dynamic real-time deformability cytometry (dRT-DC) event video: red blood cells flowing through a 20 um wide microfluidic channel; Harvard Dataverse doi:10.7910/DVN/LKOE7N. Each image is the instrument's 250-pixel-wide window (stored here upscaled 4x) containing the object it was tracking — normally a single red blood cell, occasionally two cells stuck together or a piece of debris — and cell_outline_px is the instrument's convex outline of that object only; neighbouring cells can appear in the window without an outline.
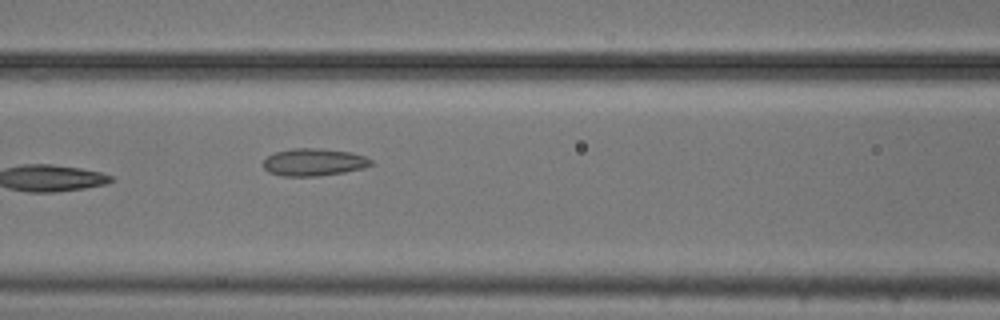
{"species": "common noctule bat (a hibernating species)", "species_latin": "Nyctalus noctula", "temperature_condition": "cold", "stored_images_in_passage": 7, "camera_frame_rate_fps": 3000, "um_per_image_px": 0.085, "animal": {"sex": "male", "body_mass_g": 20.5, "forearm_length_mm": 52.5}, "frame": {"image": 1, "passage_image": 7, "time_ms": 2.0, "image_size_px": [1000, 320], "cell_outline_px": [[372, 164], [364, 168], [344, 172], [320, 176], [284, 176], [268, 172], [264, 168], [264, 160], [268, 156], [276, 152], [292, 148], [320, 148], [352, 152], [364, 156], [372, 160]], "centroid_in_image_um": [26.69, 13.78], "position_along_channel_um": 139.9, "area_um2": 17.22}}